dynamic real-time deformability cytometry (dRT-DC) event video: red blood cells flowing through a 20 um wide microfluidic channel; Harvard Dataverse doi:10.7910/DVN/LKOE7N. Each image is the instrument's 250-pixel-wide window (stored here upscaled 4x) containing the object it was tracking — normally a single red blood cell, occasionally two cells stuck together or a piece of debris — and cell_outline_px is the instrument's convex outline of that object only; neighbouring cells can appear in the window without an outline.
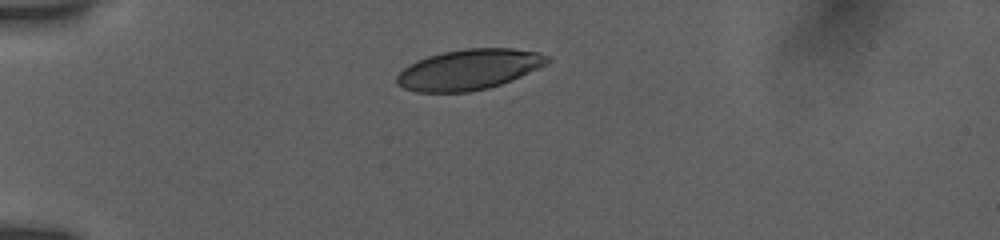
{"species": "human", "species_latin": "Homo sapiens", "temperature_condition": "room temperature", "stored_images_in_passage": 34, "camera_frame_rate_fps": 3000, "um_per_image_px": 0.085, "donor": {"sex": "female"}, "frame": {"image": 1, "passage_image": 1, "time_ms": 0.0, "image_size_px": [1000, 240], "cell_outline_px": [[552, 60], [548, 64], [512, 80], [488, 88], [468, 92], [416, 92], [404, 88], [396, 84], [396, 76], [408, 64], [416, 60], [428, 56], [444, 52], [464, 48], [512, 48], [540, 52], [548, 56]], "centroid_in_image_um": [39.87, 5.9], "position_along_channel_um": 45.1, "area_um2": 35.72}}
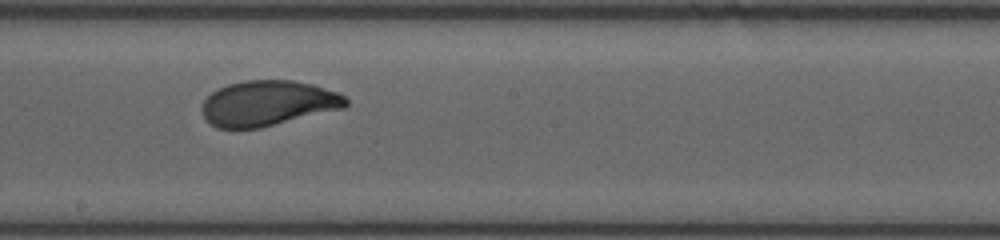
{"frame": {"image": 2, "passage_image": 18, "time_ms": 5.667, "image_size_px": [1000, 240], "cell_outline_px": [[348, 104], [344, 108], [260, 128], [216, 128], [208, 124], [200, 108], [204, 100], [212, 92], [228, 84], [244, 80], [292, 80], [312, 84], [336, 92], [344, 96], [348, 100]], "centroid_in_image_um": [22.74, 8.78], "position_along_channel_um": 225.5, "area_um2": 38.03}}
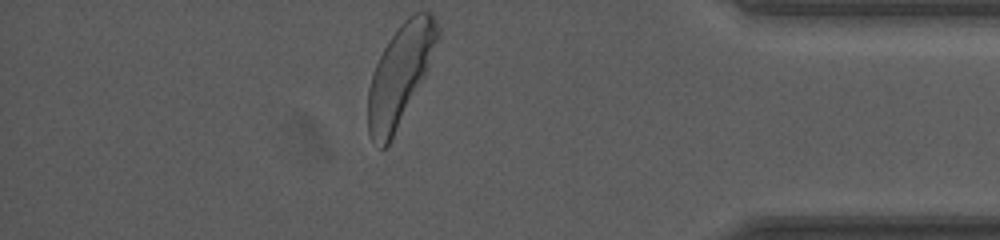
{"frame": {"image": 3, "passage_image": 34, "time_ms": 11.0, "image_size_px": [1000, 240], "cell_outline_px": [[440, 36], [424, 76], [388, 144], [384, 148], [380, 148], [372, 140], [368, 132], [368, 88], [376, 64], [388, 40], [400, 24], [408, 16], [416, 12], [432, 12], [440, 28]], "centroid_in_image_um": [34.0, 6.29], "position_along_channel_um": 401.2, "area_um2": 39.65}, "authors_computed_cell_mechanics": {"area_um2": 38.3214, "velocity_mm_per_s": 3.8155, "shape_relaxation_time_tau1_ms": 2.3495, "shape_relaxation_time_tau2_ms": null, "deformation_change_tau1": 0.1417, "deformation_change_tau2": null}}